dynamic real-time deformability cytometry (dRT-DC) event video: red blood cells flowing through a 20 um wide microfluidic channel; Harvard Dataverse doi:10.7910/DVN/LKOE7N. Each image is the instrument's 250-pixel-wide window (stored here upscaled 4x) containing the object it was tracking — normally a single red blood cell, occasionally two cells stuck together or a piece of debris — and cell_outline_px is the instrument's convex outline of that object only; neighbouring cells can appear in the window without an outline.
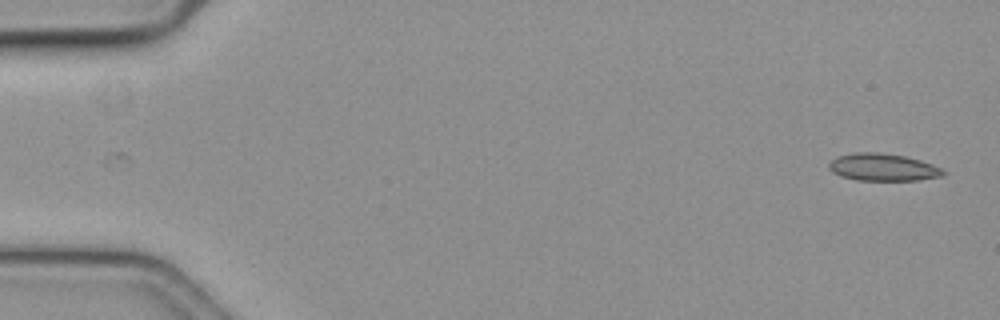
{"species": "common noctule bat (a hibernating species)", "species_latin": "Nyctalus noctula", "temperature_condition": "cold", "stored_images_in_passage": 57, "camera_frame_rate_fps": 3000, "um_per_image_px": 0.085, "animal": {"sex": "female", "body_mass_g": 19.3, "forearm_length_mm": 54.1}, "frame": {"image": 1, "passage_image": 1, "time_ms": 0.0, "image_size_px": [1000, 320], "cell_outline_px": [[948, 172], [944, 176], [920, 180], [856, 180], [840, 176], [832, 172], [828, 168], [828, 164], [836, 156], [852, 152], [880, 152], [904, 156], [920, 160], [932, 164]], "centroid_in_image_um": [75.04, 14.21], "position_along_channel_um": 10.0, "area_um2": 18.44}}
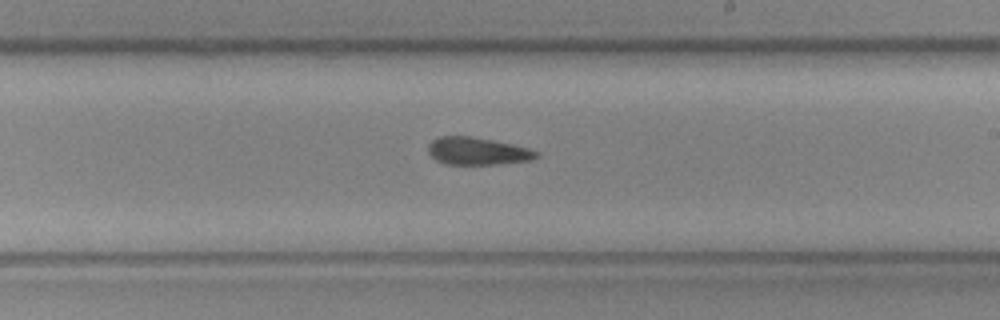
{"frame": {"image": 2, "passage_image": 33, "time_ms": 10.667, "image_size_px": [1000, 320], "cell_outline_px": [[540, 156], [532, 160], [496, 164], [444, 164], [436, 160], [428, 152], [428, 144], [432, 140], [440, 136], [472, 136], [512, 144], [528, 148], [540, 152]], "centroid_in_image_um": [40.59, 12.84], "position_along_channel_um": 248.4, "area_um2": 17.4}}
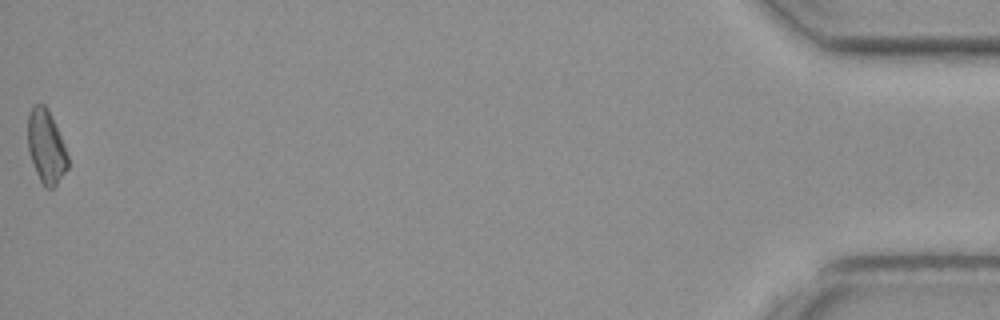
{"frame": {"image": 3, "passage_image": 57, "time_ms": 18.667, "image_size_px": [1000, 320], "cell_outline_px": [[68, 168], [56, 184], [52, 188], [44, 188], [36, 172], [28, 148], [28, 112], [32, 104], [44, 104], [48, 108], [60, 136], [68, 156]], "centroid_in_image_um": [3.91, 12.44], "position_along_channel_um": 431.3, "area_um2": 16.94}, "authors_computed_cell_mechanics": {"area_um2": 17.5712, "velocity_mm_per_s": 3.5864, "shape_relaxation_time_tau1_ms": 3.4873, "shape_relaxation_time_tau2_ms": 8.6998, "deformation_change_tau1": 0.0758, "deformation_change_tau2": 0.1833}}